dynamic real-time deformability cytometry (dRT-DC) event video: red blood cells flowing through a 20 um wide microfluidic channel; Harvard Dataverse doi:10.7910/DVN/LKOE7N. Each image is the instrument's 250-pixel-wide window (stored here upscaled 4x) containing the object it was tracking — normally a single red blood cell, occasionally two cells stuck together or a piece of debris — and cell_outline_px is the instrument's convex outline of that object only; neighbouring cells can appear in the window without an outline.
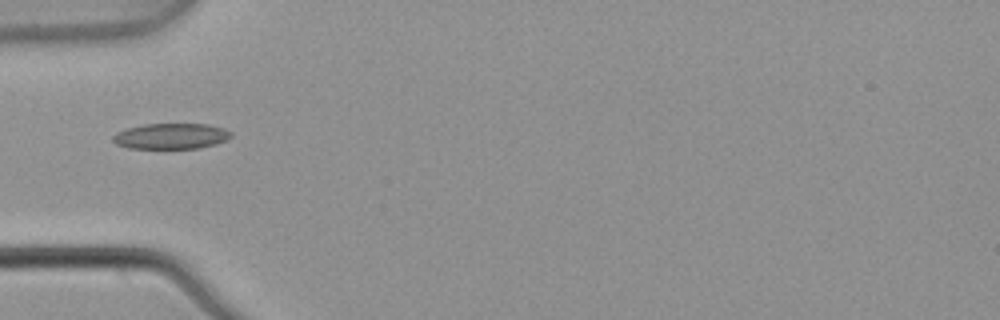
{"species": "common noctule bat (a hibernating species)", "species_latin": "Nyctalus noctula", "temperature_condition": "warm", "stored_images_in_passage": 6, "segment_of_instrument_passage": [2, 2], "camera_frame_rate_fps": 3000, "um_per_image_px": 0.085, "animal": {"sex": "male", "body_mass_g": 21.5, "forearm_length_mm": 52.0}, "frame": {"image": 1, "passage_image": 5, "time_ms": 1.333, "image_size_px": [1000, 320], "cell_outline_px": [[232, 136], [216, 144], [200, 148], [128, 148], [116, 144], [112, 140], [112, 136], [116, 132], [128, 128], [144, 124], [208, 124], [224, 128], [232, 132]], "centroid_in_image_um": [14.54, 11.57], "position_along_channel_um": 70.5, "area_um2": 17.69}}
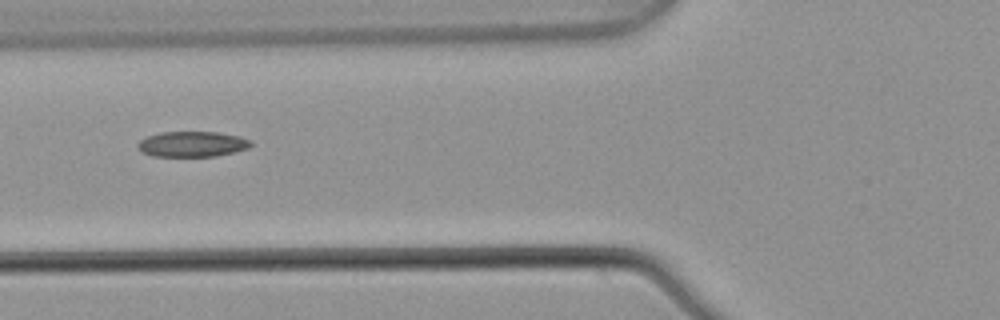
{"frame": {"image": 2, "passage_image": 6, "time_ms": 1.667, "image_size_px": [1000, 320], "cell_outline_px": [[252, 144], [248, 148], [236, 152], [216, 156], [152, 156], [140, 152], [136, 148], [136, 144], [140, 140], [148, 136], [160, 132], [220, 132], [240, 136], [252, 140]], "centroid_in_image_um": [16.33, 12.25], "position_along_channel_um": 109.5, "area_um2": 17.05}}